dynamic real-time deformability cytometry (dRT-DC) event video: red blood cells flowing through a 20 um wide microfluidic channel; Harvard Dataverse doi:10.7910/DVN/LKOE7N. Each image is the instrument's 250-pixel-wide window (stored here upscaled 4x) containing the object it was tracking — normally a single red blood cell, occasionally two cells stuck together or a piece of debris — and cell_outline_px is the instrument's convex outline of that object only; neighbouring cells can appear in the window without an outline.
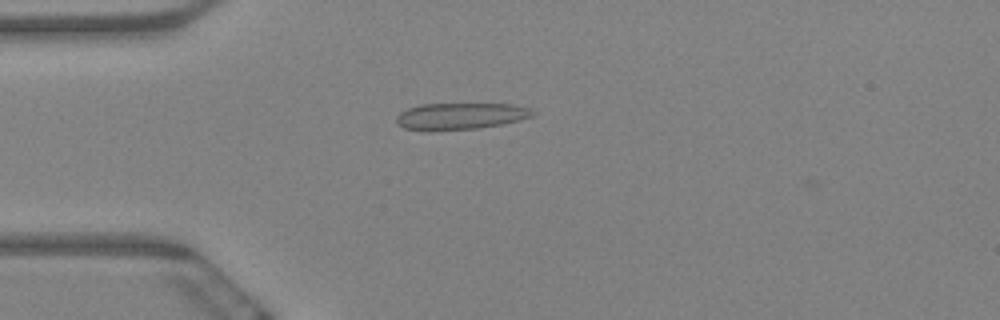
{"species": "Egyptian fruit bat (a non-hibernating species)", "species_latin": "Rousettus aegyptiacus", "temperature_condition": "warm", "stored_images_in_passage": 16, "camera_frame_rate_fps": 3000, "um_per_image_px": 0.085, "animal": {"sex": "female"}, "frame": {"image": 1, "passage_image": 4, "time_ms": 1.0, "image_size_px": [1000, 320], "cell_outline_px": [[536, 112], [532, 116], [520, 120], [504, 124], [476, 128], [404, 128], [396, 124], [396, 116], [400, 112], [408, 108], [420, 104], [512, 104], [532, 108]], "centroid_in_image_um": [39.22, 9.83], "position_along_channel_um": 45.8, "area_um2": 20.52}}
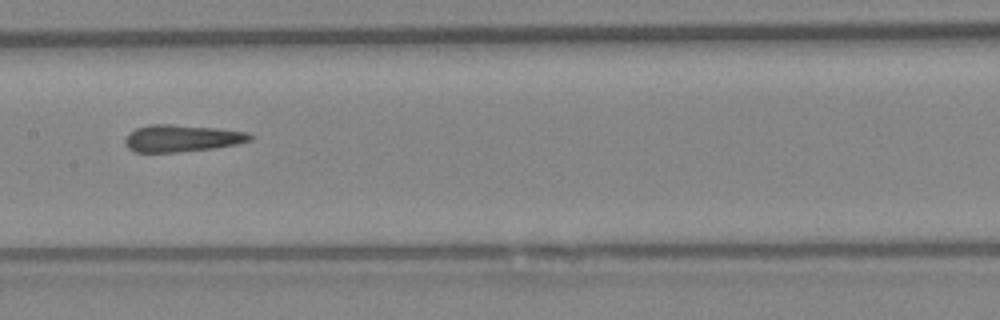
{"frame": {"image": 2, "passage_image": 8, "time_ms": 2.333, "image_size_px": [1000, 320], "cell_outline_px": [[252, 140], [236, 144], [212, 148], [176, 152], [136, 152], [128, 148], [124, 144], [124, 140], [136, 128], [148, 124], [172, 124], [216, 128], [248, 132], [252, 136]], "centroid_in_image_um": [15.44, 11.75], "position_along_channel_um": 192.0, "area_um2": 19.54}}
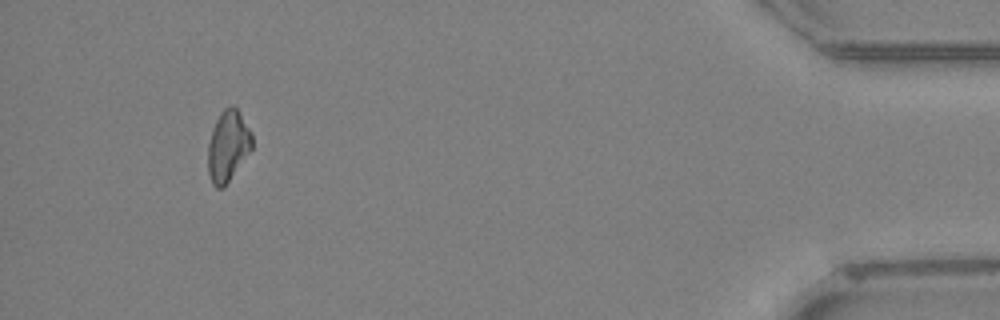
{"frame": {"image": 3, "passage_image": 15, "time_ms": 4.667, "image_size_px": [1000, 320], "cell_outline_px": [[252, 148], [224, 188], [216, 188], [212, 184], [208, 172], [208, 144], [212, 128], [220, 112], [224, 108], [232, 104], [236, 108], [252, 132]], "centroid_in_image_um": [19.36, 12.41], "position_along_channel_um": 415.8, "area_um2": 18.26}}